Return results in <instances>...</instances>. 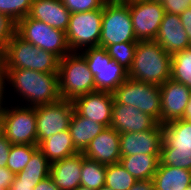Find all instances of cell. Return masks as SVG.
I'll use <instances>...</instances> for the list:
<instances>
[{
	"mask_svg": "<svg viewBox=\"0 0 191 190\" xmlns=\"http://www.w3.org/2000/svg\"><path fill=\"white\" fill-rule=\"evenodd\" d=\"M51 163L38 149L32 156L26 167L15 176L20 181L35 182L37 185L40 181L50 176Z\"/></svg>",
	"mask_w": 191,
	"mask_h": 190,
	"instance_id": "obj_26",
	"label": "cell"
},
{
	"mask_svg": "<svg viewBox=\"0 0 191 190\" xmlns=\"http://www.w3.org/2000/svg\"><path fill=\"white\" fill-rule=\"evenodd\" d=\"M14 176L7 167H0V188H9Z\"/></svg>",
	"mask_w": 191,
	"mask_h": 190,
	"instance_id": "obj_37",
	"label": "cell"
},
{
	"mask_svg": "<svg viewBox=\"0 0 191 190\" xmlns=\"http://www.w3.org/2000/svg\"><path fill=\"white\" fill-rule=\"evenodd\" d=\"M160 95L161 125L182 119L191 96V89L170 78L160 86Z\"/></svg>",
	"mask_w": 191,
	"mask_h": 190,
	"instance_id": "obj_16",
	"label": "cell"
},
{
	"mask_svg": "<svg viewBox=\"0 0 191 190\" xmlns=\"http://www.w3.org/2000/svg\"><path fill=\"white\" fill-rule=\"evenodd\" d=\"M33 190H60L55 183L53 182L52 178L48 176L47 178L40 181Z\"/></svg>",
	"mask_w": 191,
	"mask_h": 190,
	"instance_id": "obj_40",
	"label": "cell"
},
{
	"mask_svg": "<svg viewBox=\"0 0 191 190\" xmlns=\"http://www.w3.org/2000/svg\"><path fill=\"white\" fill-rule=\"evenodd\" d=\"M152 180L155 190H185L191 185V171L159 163Z\"/></svg>",
	"mask_w": 191,
	"mask_h": 190,
	"instance_id": "obj_23",
	"label": "cell"
},
{
	"mask_svg": "<svg viewBox=\"0 0 191 190\" xmlns=\"http://www.w3.org/2000/svg\"><path fill=\"white\" fill-rule=\"evenodd\" d=\"M71 13L87 12L103 8L108 0H61Z\"/></svg>",
	"mask_w": 191,
	"mask_h": 190,
	"instance_id": "obj_33",
	"label": "cell"
},
{
	"mask_svg": "<svg viewBox=\"0 0 191 190\" xmlns=\"http://www.w3.org/2000/svg\"><path fill=\"white\" fill-rule=\"evenodd\" d=\"M162 143L163 127L160 123L150 130L120 133L121 157L137 154L160 155Z\"/></svg>",
	"mask_w": 191,
	"mask_h": 190,
	"instance_id": "obj_15",
	"label": "cell"
},
{
	"mask_svg": "<svg viewBox=\"0 0 191 190\" xmlns=\"http://www.w3.org/2000/svg\"><path fill=\"white\" fill-rule=\"evenodd\" d=\"M11 145L12 144L7 140V138L0 132V167H7Z\"/></svg>",
	"mask_w": 191,
	"mask_h": 190,
	"instance_id": "obj_36",
	"label": "cell"
},
{
	"mask_svg": "<svg viewBox=\"0 0 191 190\" xmlns=\"http://www.w3.org/2000/svg\"><path fill=\"white\" fill-rule=\"evenodd\" d=\"M35 186V182L20 181L16 176H14L9 190H33Z\"/></svg>",
	"mask_w": 191,
	"mask_h": 190,
	"instance_id": "obj_39",
	"label": "cell"
},
{
	"mask_svg": "<svg viewBox=\"0 0 191 190\" xmlns=\"http://www.w3.org/2000/svg\"><path fill=\"white\" fill-rule=\"evenodd\" d=\"M3 78L13 84L33 107L58 102V72L44 73L30 69H3Z\"/></svg>",
	"mask_w": 191,
	"mask_h": 190,
	"instance_id": "obj_1",
	"label": "cell"
},
{
	"mask_svg": "<svg viewBox=\"0 0 191 190\" xmlns=\"http://www.w3.org/2000/svg\"><path fill=\"white\" fill-rule=\"evenodd\" d=\"M171 77V55L156 41H138L128 78L160 87Z\"/></svg>",
	"mask_w": 191,
	"mask_h": 190,
	"instance_id": "obj_2",
	"label": "cell"
},
{
	"mask_svg": "<svg viewBox=\"0 0 191 190\" xmlns=\"http://www.w3.org/2000/svg\"><path fill=\"white\" fill-rule=\"evenodd\" d=\"M38 145L12 144L9 150L7 168L14 174L21 172L38 150Z\"/></svg>",
	"mask_w": 191,
	"mask_h": 190,
	"instance_id": "obj_30",
	"label": "cell"
},
{
	"mask_svg": "<svg viewBox=\"0 0 191 190\" xmlns=\"http://www.w3.org/2000/svg\"><path fill=\"white\" fill-rule=\"evenodd\" d=\"M106 165L82 154L81 186L98 190L105 185Z\"/></svg>",
	"mask_w": 191,
	"mask_h": 190,
	"instance_id": "obj_27",
	"label": "cell"
},
{
	"mask_svg": "<svg viewBox=\"0 0 191 190\" xmlns=\"http://www.w3.org/2000/svg\"><path fill=\"white\" fill-rule=\"evenodd\" d=\"M115 1L120 2V3H124V4H128V3L140 1V0H115Z\"/></svg>",
	"mask_w": 191,
	"mask_h": 190,
	"instance_id": "obj_45",
	"label": "cell"
},
{
	"mask_svg": "<svg viewBox=\"0 0 191 190\" xmlns=\"http://www.w3.org/2000/svg\"><path fill=\"white\" fill-rule=\"evenodd\" d=\"M72 102L74 111L78 115L110 127L114 103L113 92L95 91L77 97Z\"/></svg>",
	"mask_w": 191,
	"mask_h": 190,
	"instance_id": "obj_14",
	"label": "cell"
},
{
	"mask_svg": "<svg viewBox=\"0 0 191 190\" xmlns=\"http://www.w3.org/2000/svg\"><path fill=\"white\" fill-rule=\"evenodd\" d=\"M15 33L24 41L53 53L59 59L64 58L70 52L64 31L52 28L34 18L26 16L19 20L16 23Z\"/></svg>",
	"mask_w": 191,
	"mask_h": 190,
	"instance_id": "obj_6",
	"label": "cell"
},
{
	"mask_svg": "<svg viewBox=\"0 0 191 190\" xmlns=\"http://www.w3.org/2000/svg\"><path fill=\"white\" fill-rule=\"evenodd\" d=\"M74 190H93V189H89V188H87V187H84V186H78L76 189H74Z\"/></svg>",
	"mask_w": 191,
	"mask_h": 190,
	"instance_id": "obj_46",
	"label": "cell"
},
{
	"mask_svg": "<svg viewBox=\"0 0 191 190\" xmlns=\"http://www.w3.org/2000/svg\"><path fill=\"white\" fill-rule=\"evenodd\" d=\"M3 79L2 53H0V80Z\"/></svg>",
	"mask_w": 191,
	"mask_h": 190,
	"instance_id": "obj_44",
	"label": "cell"
},
{
	"mask_svg": "<svg viewBox=\"0 0 191 190\" xmlns=\"http://www.w3.org/2000/svg\"><path fill=\"white\" fill-rule=\"evenodd\" d=\"M59 60L53 53L24 41L16 33L2 53L3 69H30L44 73L58 72Z\"/></svg>",
	"mask_w": 191,
	"mask_h": 190,
	"instance_id": "obj_3",
	"label": "cell"
},
{
	"mask_svg": "<svg viewBox=\"0 0 191 190\" xmlns=\"http://www.w3.org/2000/svg\"><path fill=\"white\" fill-rule=\"evenodd\" d=\"M98 190H112V189L104 185L103 187H101Z\"/></svg>",
	"mask_w": 191,
	"mask_h": 190,
	"instance_id": "obj_47",
	"label": "cell"
},
{
	"mask_svg": "<svg viewBox=\"0 0 191 190\" xmlns=\"http://www.w3.org/2000/svg\"><path fill=\"white\" fill-rule=\"evenodd\" d=\"M137 41H153L157 36L165 10L155 0H140L127 4Z\"/></svg>",
	"mask_w": 191,
	"mask_h": 190,
	"instance_id": "obj_13",
	"label": "cell"
},
{
	"mask_svg": "<svg viewBox=\"0 0 191 190\" xmlns=\"http://www.w3.org/2000/svg\"><path fill=\"white\" fill-rule=\"evenodd\" d=\"M71 12L61 0H33L28 17L66 32Z\"/></svg>",
	"mask_w": 191,
	"mask_h": 190,
	"instance_id": "obj_20",
	"label": "cell"
},
{
	"mask_svg": "<svg viewBox=\"0 0 191 190\" xmlns=\"http://www.w3.org/2000/svg\"><path fill=\"white\" fill-rule=\"evenodd\" d=\"M82 153L51 164L50 177L60 190H74L81 185Z\"/></svg>",
	"mask_w": 191,
	"mask_h": 190,
	"instance_id": "obj_21",
	"label": "cell"
},
{
	"mask_svg": "<svg viewBox=\"0 0 191 190\" xmlns=\"http://www.w3.org/2000/svg\"><path fill=\"white\" fill-rule=\"evenodd\" d=\"M0 132L11 144L37 145L35 107L6 109Z\"/></svg>",
	"mask_w": 191,
	"mask_h": 190,
	"instance_id": "obj_11",
	"label": "cell"
},
{
	"mask_svg": "<svg viewBox=\"0 0 191 190\" xmlns=\"http://www.w3.org/2000/svg\"><path fill=\"white\" fill-rule=\"evenodd\" d=\"M118 104L131 105L161 124L160 87L128 78L114 92Z\"/></svg>",
	"mask_w": 191,
	"mask_h": 190,
	"instance_id": "obj_8",
	"label": "cell"
},
{
	"mask_svg": "<svg viewBox=\"0 0 191 190\" xmlns=\"http://www.w3.org/2000/svg\"><path fill=\"white\" fill-rule=\"evenodd\" d=\"M138 42H124L109 45L106 50L109 56L120 66L129 71L133 64Z\"/></svg>",
	"mask_w": 191,
	"mask_h": 190,
	"instance_id": "obj_31",
	"label": "cell"
},
{
	"mask_svg": "<svg viewBox=\"0 0 191 190\" xmlns=\"http://www.w3.org/2000/svg\"><path fill=\"white\" fill-rule=\"evenodd\" d=\"M105 128V125L80 116L74 111L70 120L69 131L75 150L78 153H83L90 141L105 130Z\"/></svg>",
	"mask_w": 191,
	"mask_h": 190,
	"instance_id": "obj_22",
	"label": "cell"
},
{
	"mask_svg": "<svg viewBox=\"0 0 191 190\" xmlns=\"http://www.w3.org/2000/svg\"><path fill=\"white\" fill-rule=\"evenodd\" d=\"M180 21L184 27L185 32L187 33L188 39L191 42V7L184 10L180 15Z\"/></svg>",
	"mask_w": 191,
	"mask_h": 190,
	"instance_id": "obj_38",
	"label": "cell"
},
{
	"mask_svg": "<svg viewBox=\"0 0 191 190\" xmlns=\"http://www.w3.org/2000/svg\"><path fill=\"white\" fill-rule=\"evenodd\" d=\"M102 17L103 8L71 13L69 25L65 32L70 51H76L84 45L88 48L99 46Z\"/></svg>",
	"mask_w": 191,
	"mask_h": 190,
	"instance_id": "obj_10",
	"label": "cell"
},
{
	"mask_svg": "<svg viewBox=\"0 0 191 190\" xmlns=\"http://www.w3.org/2000/svg\"><path fill=\"white\" fill-rule=\"evenodd\" d=\"M136 182L120 162L106 165L105 186L112 190H129Z\"/></svg>",
	"mask_w": 191,
	"mask_h": 190,
	"instance_id": "obj_29",
	"label": "cell"
},
{
	"mask_svg": "<svg viewBox=\"0 0 191 190\" xmlns=\"http://www.w3.org/2000/svg\"><path fill=\"white\" fill-rule=\"evenodd\" d=\"M129 190H155L153 180L137 181Z\"/></svg>",
	"mask_w": 191,
	"mask_h": 190,
	"instance_id": "obj_41",
	"label": "cell"
},
{
	"mask_svg": "<svg viewBox=\"0 0 191 190\" xmlns=\"http://www.w3.org/2000/svg\"><path fill=\"white\" fill-rule=\"evenodd\" d=\"M82 55L94 75L96 91L114 92L128 79V71L109 56L106 48L89 47Z\"/></svg>",
	"mask_w": 191,
	"mask_h": 190,
	"instance_id": "obj_9",
	"label": "cell"
},
{
	"mask_svg": "<svg viewBox=\"0 0 191 190\" xmlns=\"http://www.w3.org/2000/svg\"><path fill=\"white\" fill-rule=\"evenodd\" d=\"M162 127L160 164L191 171V121L177 119Z\"/></svg>",
	"mask_w": 191,
	"mask_h": 190,
	"instance_id": "obj_5",
	"label": "cell"
},
{
	"mask_svg": "<svg viewBox=\"0 0 191 190\" xmlns=\"http://www.w3.org/2000/svg\"><path fill=\"white\" fill-rule=\"evenodd\" d=\"M170 78L191 89V47L171 56Z\"/></svg>",
	"mask_w": 191,
	"mask_h": 190,
	"instance_id": "obj_28",
	"label": "cell"
},
{
	"mask_svg": "<svg viewBox=\"0 0 191 190\" xmlns=\"http://www.w3.org/2000/svg\"><path fill=\"white\" fill-rule=\"evenodd\" d=\"M82 154L104 165L118 163L121 158L120 133L111 127H106L90 141Z\"/></svg>",
	"mask_w": 191,
	"mask_h": 190,
	"instance_id": "obj_18",
	"label": "cell"
},
{
	"mask_svg": "<svg viewBox=\"0 0 191 190\" xmlns=\"http://www.w3.org/2000/svg\"><path fill=\"white\" fill-rule=\"evenodd\" d=\"M33 0H0V13L17 23L28 16Z\"/></svg>",
	"mask_w": 191,
	"mask_h": 190,
	"instance_id": "obj_32",
	"label": "cell"
},
{
	"mask_svg": "<svg viewBox=\"0 0 191 190\" xmlns=\"http://www.w3.org/2000/svg\"><path fill=\"white\" fill-rule=\"evenodd\" d=\"M70 52L59 60L58 82L61 99L73 101L87 93L95 92L94 75L84 56Z\"/></svg>",
	"mask_w": 191,
	"mask_h": 190,
	"instance_id": "obj_4",
	"label": "cell"
},
{
	"mask_svg": "<svg viewBox=\"0 0 191 190\" xmlns=\"http://www.w3.org/2000/svg\"><path fill=\"white\" fill-rule=\"evenodd\" d=\"M4 80H5L4 78L0 80V125H1V121H2V118H3L4 113H5V110H6V107H5V108H2V106H1V105H2L1 103H2V100H3V99H2V97H3L2 94H3V91H4L3 85L5 86Z\"/></svg>",
	"mask_w": 191,
	"mask_h": 190,
	"instance_id": "obj_42",
	"label": "cell"
},
{
	"mask_svg": "<svg viewBox=\"0 0 191 190\" xmlns=\"http://www.w3.org/2000/svg\"><path fill=\"white\" fill-rule=\"evenodd\" d=\"M155 1H158V2H160V3L162 4V3L165 2L166 0H155Z\"/></svg>",
	"mask_w": 191,
	"mask_h": 190,
	"instance_id": "obj_48",
	"label": "cell"
},
{
	"mask_svg": "<svg viewBox=\"0 0 191 190\" xmlns=\"http://www.w3.org/2000/svg\"><path fill=\"white\" fill-rule=\"evenodd\" d=\"M0 190H9V188H0Z\"/></svg>",
	"mask_w": 191,
	"mask_h": 190,
	"instance_id": "obj_49",
	"label": "cell"
},
{
	"mask_svg": "<svg viewBox=\"0 0 191 190\" xmlns=\"http://www.w3.org/2000/svg\"><path fill=\"white\" fill-rule=\"evenodd\" d=\"M38 148L51 164L78 153L69 129L44 139Z\"/></svg>",
	"mask_w": 191,
	"mask_h": 190,
	"instance_id": "obj_24",
	"label": "cell"
},
{
	"mask_svg": "<svg viewBox=\"0 0 191 190\" xmlns=\"http://www.w3.org/2000/svg\"><path fill=\"white\" fill-rule=\"evenodd\" d=\"M157 124L147 113L131 105L118 104L114 100L110 127L118 133L142 132L153 129Z\"/></svg>",
	"mask_w": 191,
	"mask_h": 190,
	"instance_id": "obj_17",
	"label": "cell"
},
{
	"mask_svg": "<svg viewBox=\"0 0 191 190\" xmlns=\"http://www.w3.org/2000/svg\"><path fill=\"white\" fill-rule=\"evenodd\" d=\"M73 112V102L65 99L36 106L37 145L56 133L68 130Z\"/></svg>",
	"mask_w": 191,
	"mask_h": 190,
	"instance_id": "obj_12",
	"label": "cell"
},
{
	"mask_svg": "<svg viewBox=\"0 0 191 190\" xmlns=\"http://www.w3.org/2000/svg\"><path fill=\"white\" fill-rule=\"evenodd\" d=\"M182 119L187 120V121H191V96H190L188 105L185 108Z\"/></svg>",
	"mask_w": 191,
	"mask_h": 190,
	"instance_id": "obj_43",
	"label": "cell"
},
{
	"mask_svg": "<svg viewBox=\"0 0 191 190\" xmlns=\"http://www.w3.org/2000/svg\"><path fill=\"white\" fill-rule=\"evenodd\" d=\"M16 23L7 15L0 13V53H3L7 44L15 34Z\"/></svg>",
	"mask_w": 191,
	"mask_h": 190,
	"instance_id": "obj_34",
	"label": "cell"
},
{
	"mask_svg": "<svg viewBox=\"0 0 191 190\" xmlns=\"http://www.w3.org/2000/svg\"><path fill=\"white\" fill-rule=\"evenodd\" d=\"M159 157L160 155L137 154L123 156L119 162L137 181L150 180L157 171Z\"/></svg>",
	"mask_w": 191,
	"mask_h": 190,
	"instance_id": "obj_25",
	"label": "cell"
},
{
	"mask_svg": "<svg viewBox=\"0 0 191 190\" xmlns=\"http://www.w3.org/2000/svg\"><path fill=\"white\" fill-rule=\"evenodd\" d=\"M162 5L165 12L180 15L184 10L191 7V0H166Z\"/></svg>",
	"mask_w": 191,
	"mask_h": 190,
	"instance_id": "obj_35",
	"label": "cell"
},
{
	"mask_svg": "<svg viewBox=\"0 0 191 190\" xmlns=\"http://www.w3.org/2000/svg\"><path fill=\"white\" fill-rule=\"evenodd\" d=\"M124 42H138L133 29L129 6L108 0L103 6L102 30L99 46Z\"/></svg>",
	"mask_w": 191,
	"mask_h": 190,
	"instance_id": "obj_7",
	"label": "cell"
},
{
	"mask_svg": "<svg viewBox=\"0 0 191 190\" xmlns=\"http://www.w3.org/2000/svg\"><path fill=\"white\" fill-rule=\"evenodd\" d=\"M154 41L158 42L163 47V50L171 56L176 52L191 47V42L180 21L179 15L168 12L164 13Z\"/></svg>",
	"mask_w": 191,
	"mask_h": 190,
	"instance_id": "obj_19",
	"label": "cell"
}]
</instances>
